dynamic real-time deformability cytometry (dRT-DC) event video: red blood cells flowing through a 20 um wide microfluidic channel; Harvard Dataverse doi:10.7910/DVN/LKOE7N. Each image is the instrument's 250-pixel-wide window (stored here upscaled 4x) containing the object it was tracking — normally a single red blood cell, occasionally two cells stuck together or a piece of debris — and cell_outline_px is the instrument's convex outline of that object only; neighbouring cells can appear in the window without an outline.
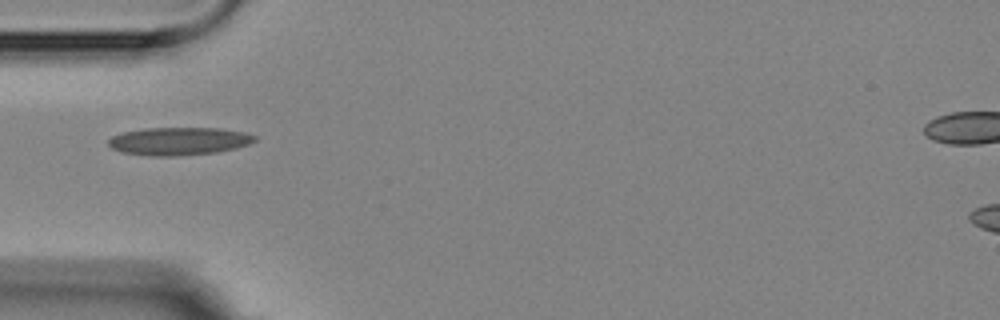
{"species": "Egyptian fruit bat (a non-hibernating species)", "species_latin": "Rousettus aegyptiacus", "temperature_condition": "room temperature", "stored_images_in_passage": 12, "camera_frame_rate_fps": 3000, "um_per_image_px": 0.085, "animal": {"sex": "female"}, "frame": {"image": 1, "passage_image": 1, "time_ms": 0.0, "image_size_px": [1000, 320], "cell_outline_px": [[256, 140], [248, 144], [236, 148], [216, 152], [176, 156], [148, 156], [120, 152], [112, 148], [108, 144], [108, 140], [112, 136], [124, 132], [144, 128], [220, 128], [248, 132], [256, 136]], "centroid_in_image_um": [15.21, 12.0], "position_along_channel_um": 69.8, "area_um2": 23.93}}
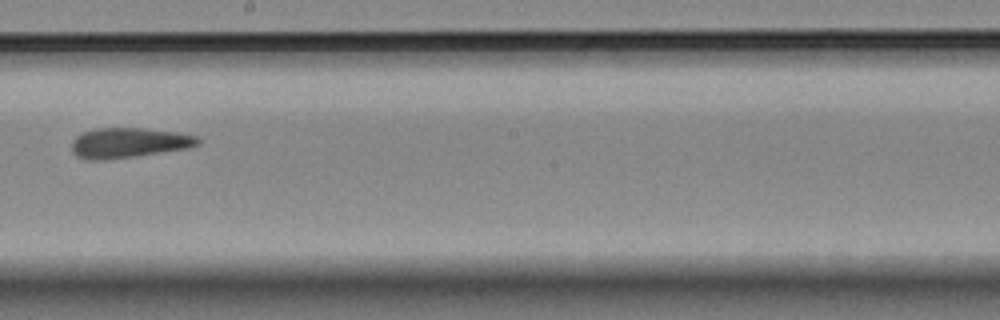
{"frame": {"image": 2, "passage_image": 5, "time_ms": 4.667, "image_size_px": [1000, 320], "cell_outline_px": [[200, 144], [188, 148], [132, 156], [100, 160], [88, 160], [76, 156], [72, 152], [72, 140], [76, 136], [84, 132], [96, 128], [144, 128], [176, 132], [196, 136], [200, 140]], "centroid_in_image_um": [10.91, 12.13], "position_along_channel_um": 237.3, "area_um2": 21.91}}
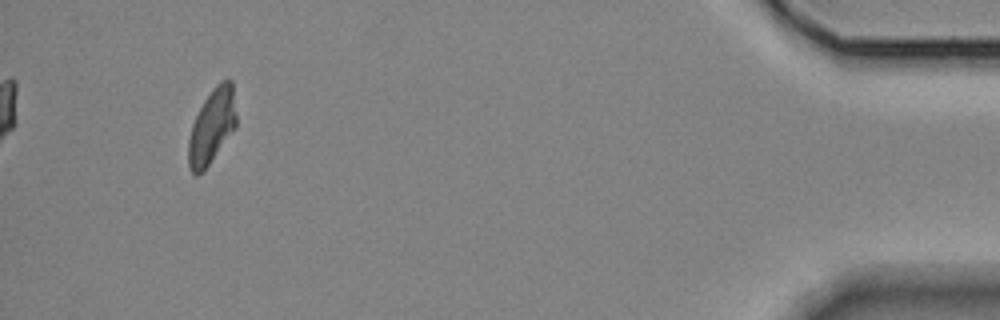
{"frame": {"image": 3, "passage_image": 11, "time_ms": 11.667, "image_size_px": [1000, 320], "cell_outline_px": [[236, 128], [204, 172], [196, 176], [192, 172], [188, 164], [188, 140], [192, 124], [204, 100], [216, 84], [220, 80], [228, 76], [232, 80], [236, 116]], "centroid_in_image_um": [18.02, 10.74], "position_along_channel_um": 417.2, "area_um2": 21.15}, "authors_computed_cell_mechanics": {"area_um2": 21.675, "velocity_mm_per_s": 3.584, "shape_relaxation_time_tau1_ms": null, "shape_relaxation_time_tau2_ms": 1.4087, "deformation_change_tau1": null, "deformation_change_tau2": 0.084}}